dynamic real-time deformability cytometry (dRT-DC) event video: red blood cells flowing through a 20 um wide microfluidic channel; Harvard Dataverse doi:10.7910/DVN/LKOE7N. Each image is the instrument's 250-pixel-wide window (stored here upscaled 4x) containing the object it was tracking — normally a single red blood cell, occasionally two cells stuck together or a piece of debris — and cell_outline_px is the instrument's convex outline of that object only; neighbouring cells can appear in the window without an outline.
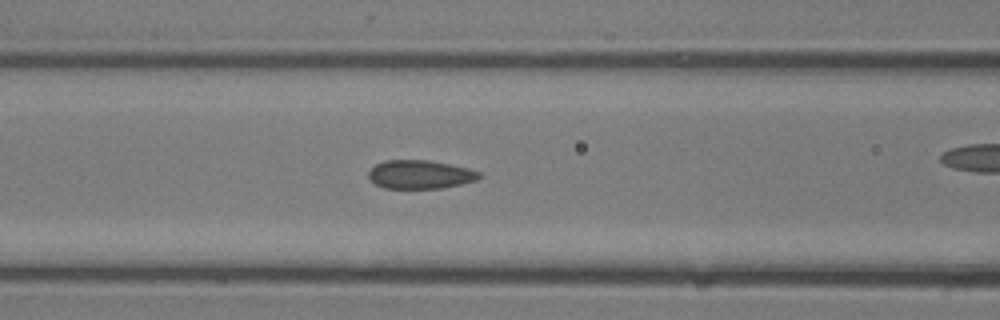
{"species": "common noctule bat (a hibernating species)", "species_latin": "Nyctalus noctula", "temperature_condition": "room temperature", "stored_images_in_passage": 29, "camera_frame_rate_fps": 3000, "um_per_image_px": 0.085, "animal": {"sex": "male", "body_mass_g": 13.3}, "frame": {"image": 1, "passage_image": 13, "time_ms": 4.0, "image_size_px": [1000, 320], "cell_outline_px": [[484, 176], [476, 180], [460, 184], [440, 188], [384, 188], [376, 184], [368, 176], [368, 172], [376, 164], [384, 160], [428, 160], [468, 168], [480, 172]], "centroid_in_image_um": [35.72, 14.82], "position_along_channel_um": 130.9, "area_um2": 18.32}}
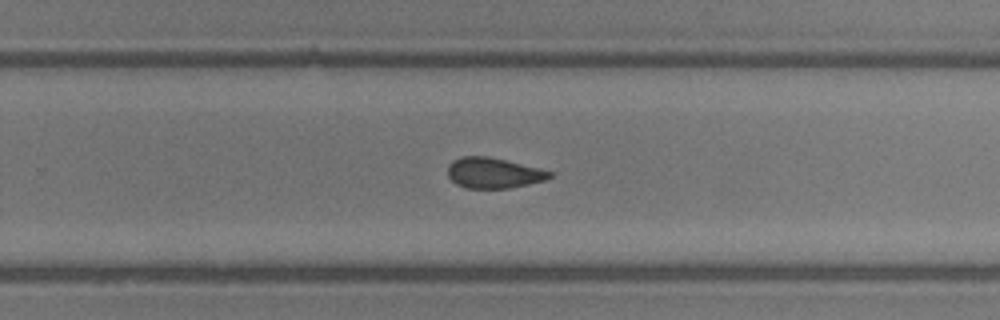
{"frame": {"image": 2, "passage_image": 20, "time_ms": 6.333, "image_size_px": [1000, 320], "cell_outline_px": [[552, 176], [544, 180], [528, 184], [508, 188], [468, 188], [456, 184], [448, 176], [448, 164], [452, 160], [464, 156], [488, 156], [552, 172]], "centroid_in_image_um": [41.89, 14.7], "position_along_channel_um": 287.9, "area_um2": 17.8}}
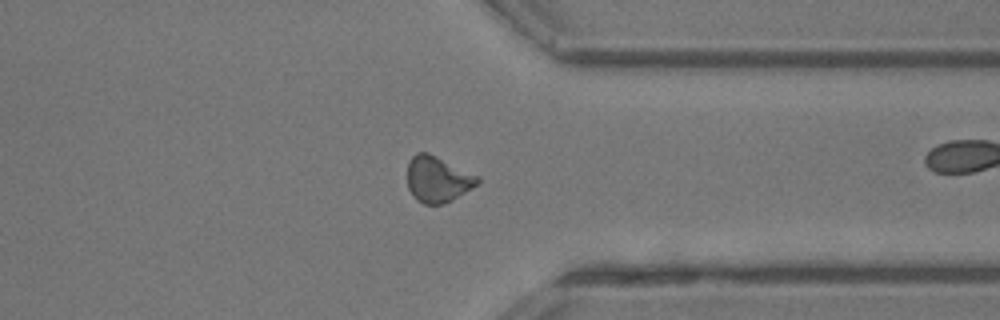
{"frame": {"image": 3, "passage_image": 24, "time_ms": 7.667, "image_size_px": [1000, 320], "cell_outline_px": [[480, 180], [472, 188], [452, 200], [444, 204], [424, 204], [416, 200], [412, 196], [408, 188], [408, 160], [416, 152], [428, 152], [480, 176]], "centroid_in_image_um": [37.19, 15.23], "position_along_channel_um": 374.2, "area_um2": 18.96}}